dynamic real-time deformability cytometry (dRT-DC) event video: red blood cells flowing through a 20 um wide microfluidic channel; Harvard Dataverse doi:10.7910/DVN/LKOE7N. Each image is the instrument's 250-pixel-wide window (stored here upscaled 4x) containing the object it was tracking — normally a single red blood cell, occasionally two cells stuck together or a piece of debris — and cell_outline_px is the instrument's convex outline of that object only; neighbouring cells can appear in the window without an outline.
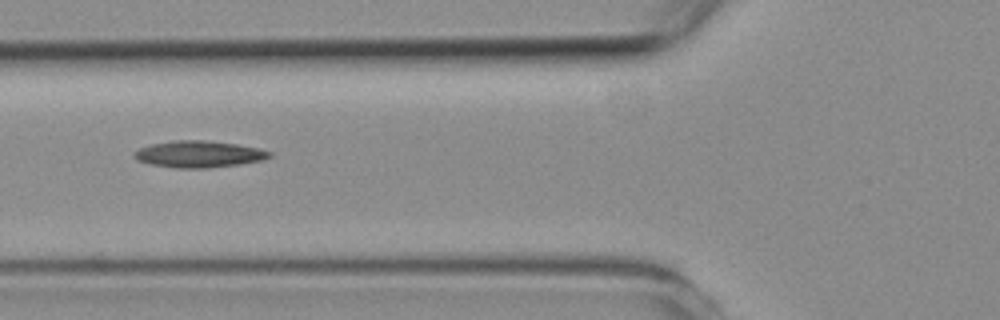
{"species": "common noctule bat (a hibernating species)", "species_latin": "Nyctalus noctula", "temperature_condition": "room temperature", "stored_images_in_passage": 6, "camera_frame_rate_fps": 3000, "um_per_image_px": 0.085, "animal": {"sex": "female", "body_mass_g": 19.3, "forearm_length_mm": 54.1}, "frame": {"image": 1, "passage_image": 6, "time_ms": 6.0, "image_size_px": [1000, 320], "cell_outline_px": [[272, 156], [264, 160], [240, 164], [208, 168], [176, 168], [152, 164], [136, 160], [132, 156], [140, 148], [152, 144], [176, 140], [204, 140], [236, 144], [256, 148], [272, 152]], "centroid_in_image_um": [16.92, 13.11], "position_along_channel_um": 108.9, "area_um2": 20.87}}